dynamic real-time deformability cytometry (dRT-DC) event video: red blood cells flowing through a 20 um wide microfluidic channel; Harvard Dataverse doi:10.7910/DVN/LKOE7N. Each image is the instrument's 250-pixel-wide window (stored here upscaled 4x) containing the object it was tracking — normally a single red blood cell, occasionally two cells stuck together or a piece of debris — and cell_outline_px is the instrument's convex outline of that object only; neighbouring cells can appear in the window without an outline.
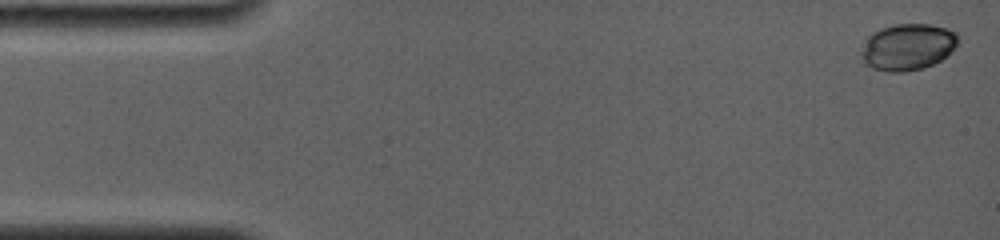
{"species": "common noctule bat (a hibernating species)", "species_latin": "Nyctalus noctula", "temperature_condition": "room temperature", "stored_images_in_passage": 25, "camera_frame_rate_fps": 4000, "um_per_image_px": 0.085, "animal": {"sex": "female", "body_mass_g": 19.0, "forearm_length_mm": 56.7}, "frame": {"image": 1, "passage_image": 1, "time_ms": 0.0, "image_size_px": [1000, 240], "cell_outline_px": [[956, 48], [940, 60], [924, 68], [904, 72], [892, 72], [872, 68], [864, 60], [860, 52], [868, 36], [872, 32], [880, 28], [896, 24], [932, 24], [948, 28], [956, 32]], "centroid_in_image_um": [77.16, 3.98], "position_along_channel_um": 7.8, "area_um2": 26.18}}
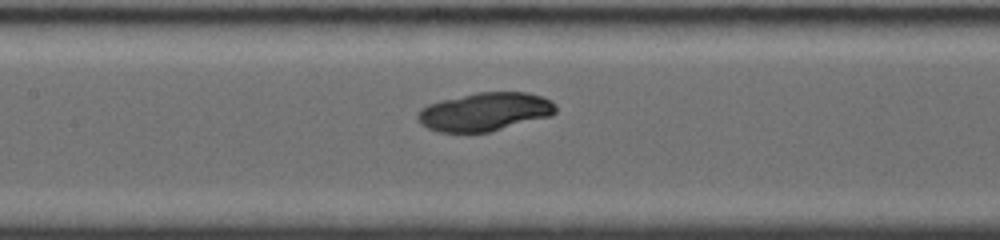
{"frame": {"image": 2, "passage_image": 15, "time_ms": 7.25, "image_size_px": [1000, 240], "cell_outline_px": [[556, 112], [552, 116], [488, 132], [436, 132], [420, 124], [416, 116], [420, 108], [428, 104], [476, 92], [528, 92], [552, 100], [556, 104]], "centroid_in_image_um": [41.22, 9.5], "position_along_channel_um": 166.2, "area_um2": 30.98}}
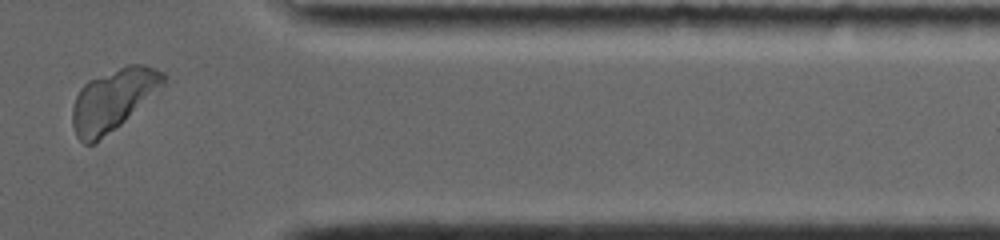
{"frame": {"image": 3, "passage_image": 25, "time_ms": 13.5, "image_size_px": [1000, 240], "cell_outline_px": [[168, 76], [164, 84], [120, 124], [96, 144], [84, 144], [76, 136], [72, 124], [72, 108], [76, 96], [80, 88], [88, 80], [128, 64], [144, 64], [156, 68], [164, 72]], "centroid_in_image_um": [9.59, 8.47], "position_along_channel_um": 401.8, "area_um2": 32.37}}